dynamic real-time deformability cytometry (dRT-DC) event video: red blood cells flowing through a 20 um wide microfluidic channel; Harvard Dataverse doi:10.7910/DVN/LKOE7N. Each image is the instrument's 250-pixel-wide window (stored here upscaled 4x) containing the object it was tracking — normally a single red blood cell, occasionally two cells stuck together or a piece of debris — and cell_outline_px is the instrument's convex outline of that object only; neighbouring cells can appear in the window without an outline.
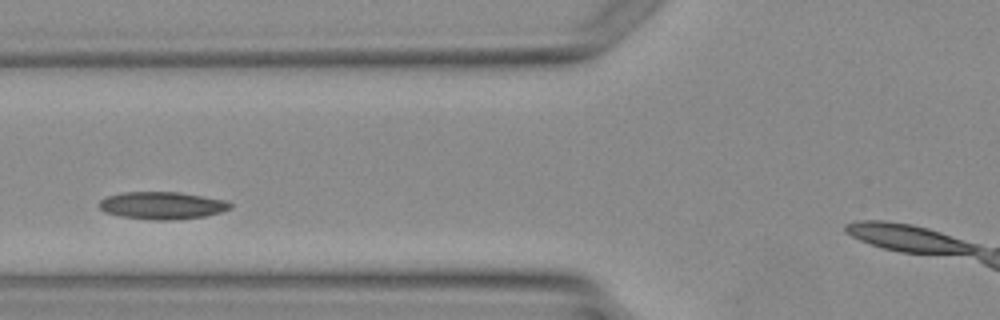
{"species": "Egyptian fruit bat (a non-hibernating species)", "species_latin": "Rousettus aegyptiacus", "temperature_condition": "warm", "stored_images_in_passage": 3, "segment_of_instrument_passage": [1, 2], "camera_frame_rate_fps": 3000, "um_per_image_px": 0.085, "animal": {"sex": "female"}, "frame": {"image": 1, "passage_image": 2, "time_ms": 1.0, "image_size_px": [1000, 320], "cell_outline_px": [[232, 208], [220, 212], [204, 216], [172, 220], [156, 220], [120, 216], [104, 212], [96, 204], [104, 196], [124, 192], [180, 192], [224, 200], [232, 204]], "centroid_in_image_um": [13.73, 17.46], "position_along_channel_um": 112.1, "area_um2": 20.98}}